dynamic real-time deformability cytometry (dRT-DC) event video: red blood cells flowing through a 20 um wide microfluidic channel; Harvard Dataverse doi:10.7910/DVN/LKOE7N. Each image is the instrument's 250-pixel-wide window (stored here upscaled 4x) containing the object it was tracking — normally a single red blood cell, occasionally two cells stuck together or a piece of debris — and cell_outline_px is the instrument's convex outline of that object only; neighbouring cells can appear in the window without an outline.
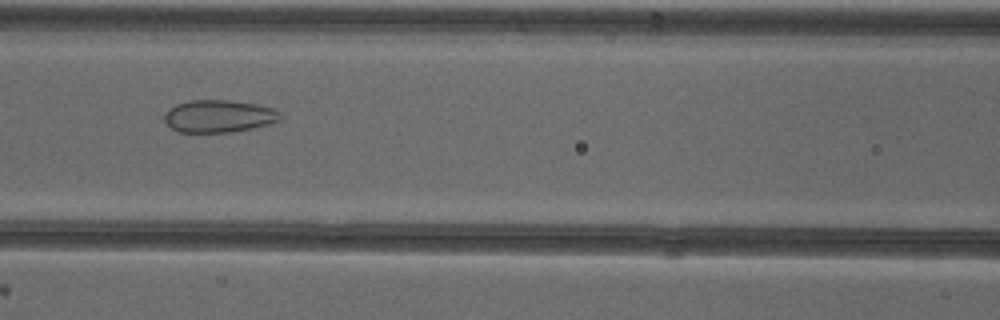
{"species": "common noctule bat (a hibernating species)", "species_latin": "Nyctalus noctula", "temperature_condition": "cold", "stored_images_in_passage": 53, "camera_frame_rate_fps": 3000, "um_per_image_px": 0.085, "animal": {"sex": "female"}, "frame": {"image": 1, "passage_image": 24, "time_ms": 7.667, "image_size_px": [1000, 320], "cell_outline_px": [[280, 120], [268, 124], [232, 132], [176, 132], [164, 120], [164, 116], [176, 104], [188, 100], [228, 100], [256, 104], [272, 108], [280, 112]], "centroid_in_image_um": [18.59, 9.87], "position_along_channel_um": 148.0, "area_um2": 21.68}}
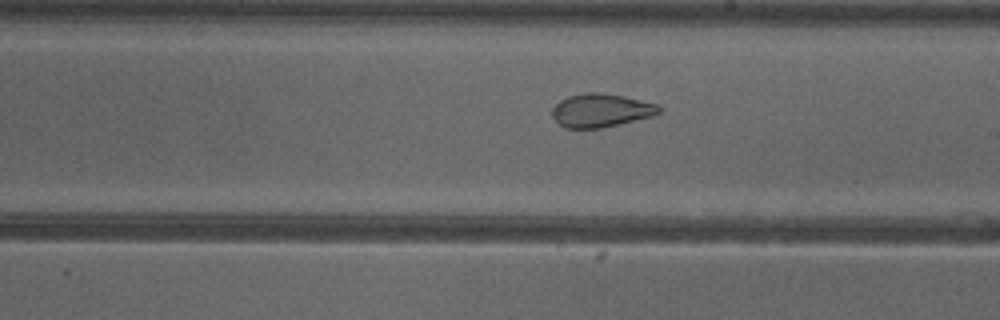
{"frame": {"image": 2, "passage_image": 31, "time_ms": 10.0, "image_size_px": [1000, 320], "cell_outline_px": [[660, 112], [656, 116], [620, 124], [600, 128], [564, 128], [552, 116], [552, 108], [560, 100], [568, 96], [584, 92], [600, 92], [624, 96], [656, 104], [660, 108]], "centroid_in_image_um": [51.08, 9.38], "position_along_channel_um": 237.9, "area_um2": 20.92}}
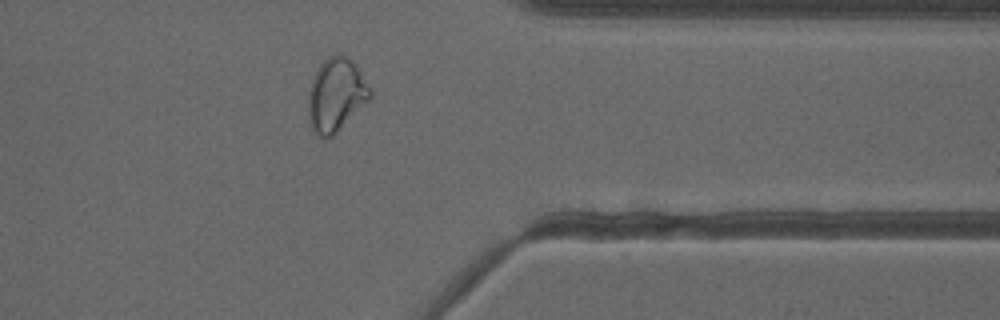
{"frame": {"image": 3, "passage_image": 43, "time_ms": 14.0, "image_size_px": [1000, 320], "cell_outline_px": [[372, 100], [332, 136], [324, 140], [312, 128], [308, 120], [308, 92], [312, 80], [320, 64], [328, 56], [344, 56], [360, 72], [372, 88]], "centroid_in_image_um": [28.58, 8.13], "position_along_channel_um": 382.8, "area_um2": 26.36}, "authors_computed_cell_mechanics": {"area_um2": 27.6862, "velocity_mm_per_s": 3.8537, "shape_relaxation_time_tau1_ms": null, "shape_relaxation_time_tau2_ms": 1.2368, "deformation_change_tau1": null, "deformation_change_tau2": 0.0705}}